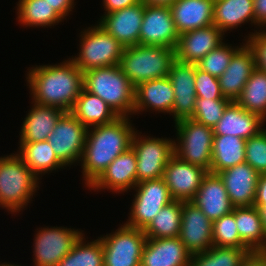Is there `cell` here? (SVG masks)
Masks as SVG:
<instances>
[{
	"label": "cell",
	"mask_w": 266,
	"mask_h": 266,
	"mask_svg": "<svg viewBox=\"0 0 266 266\" xmlns=\"http://www.w3.org/2000/svg\"><path fill=\"white\" fill-rule=\"evenodd\" d=\"M27 86L32 103L70 112L84 88V72L71 60L54 65H36L28 69Z\"/></svg>",
	"instance_id": "6da1fadb"
},
{
	"label": "cell",
	"mask_w": 266,
	"mask_h": 266,
	"mask_svg": "<svg viewBox=\"0 0 266 266\" xmlns=\"http://www.w3.org/2000/svg\"><path fill=\"white\" fill-rule=\"evenodd\" d=\"M129 117H118L115 121L87 130L81 168L85 185L89 187L120 154L131 147L136 129Z\"/></svg>",
	"instance_id": "7a4b0ae2"
},
{
	"label": "cell",
	"mask_w": 266,
	"mask_h": 266,
	"mask_svg": "<svg viewBox=\"0 0 266 266\" xmlns=\"http://www.w3.org/2000/svg\"><path fill=\"white\" fill-rule=\"evenodd\" d=\"M84 89L104 100L119 117L133 115L135 87L119 65L84 72Z\"/></svg>",
	"instance_id": "3957f363"
},
{
	"label": "cell",
	"mask_w": 266,
	"mask_h": 266,
	"mask_svg": "<svg viewBox=\"0 0 266 266\" xmlns=\"http://www.w3.org/2000/svg\"><path fill=\"white\" fill-rule=\"evenodd\" d=\"M39 180L18 153L0 157V207L19 213L32 201Z\"/></svg>",
	"instance_id": "277c9868"
},
{
	"label": "cell",
	"mask_w": 266,
	"mask_h": 266,
	"mask_svg": "<svg viewBox=\"0 0 266 266\" xmlns=\"http://www.w3.org/2000/svg\"><path fill=\"white\" fill-rule=\"evenodd\" d=\"M175 49L137 44L125 47L119 66L134 87L140 83L168 76Z\"/></svg>",
	"instance_id": "5b68a950"
},
{
	"label": "cell",
	"mask_w": 266,
	"mask_h": 266,
	"mask_svg": "<svg viewBox=\"0 0 266 266\" xmlns=\"http://www.w3.org/2000/svg\"><path fill=\"white\" fill-rule=\"evenodd\" d=\"M79 54L71 61L82 71L119 65L124 46L99 24L80 32Z\"/></svg>",
	"instance_id": "8992f818"
},
{
	"label": "cell",
	"mask_w": 266,
	"mask_h": 266,
	"mask_svg": "<svg viewBox=\"0 0 266 266\" xmlns=\"http://www.w3.org/2000/svg\"><path fill=\"white\" fill-rule=\"evenodd\" d=\"M175 127L177 138L174 139V154L183 161L210 172L213 129L191 118L175 122Z\"/></svg>",
	"instance_id": "52a82bcc"
},
{
	"label": "cell",
	"mask_w": 266,
	"mask_h": 266,
	"mask_svg": "<svg viewBox=\"0 0 266 266\" xmlns=\"http://www.w3.org/2000/svg\"><path fill=\"white\" fill-rule=\"evenodd\" d=\"M142 136L135 131L131 142L136 154L137 183L163 177L165 167L174 154L173 139Z\"/></svg>",
	"instance_id": "ba28073f"
},
{
	"label": "cell",
	"mask_w": 266,
	"mask_h": 266,
	"mask_svg": "<svg viewBox=\"0 0 266 266\" xmlns=\"http://www.w3.org/2000/svg\"><path fill=\"white\" fill-rule=\"evenodd\" d=\"M104 266H140L147 237L142 229L121 225L100 237Z\"/></svg>",
	"instance_id": "9c48e42d"
},
{
	"label": "cell",
	"mask_w": 266,
	"mask_h": 266,
	"mask_svg": "<svg viewBox=\"0 0 266 266\" xmlns=\"http://www.w3.org/2000/svg\"><path fill=\"white\" fill-rule=\"evenodd\" d=\"M130 207L129 219L124 224L144 230L159 211L174 201L163 177L137 183Z\"/></svg>",
	"instance_id": "30bf717a"
},
{
	"label": "cell",
	"mask_w": 266,
	"mask_h": 266,
	"mask_svg": "<svg viewBox=\"0 0 266 266\" xmlns=\"http://www.w3.org/2000/svg\"><path fill=\"white\" fill-rule=\"evenodd\" d=\"M66 227H41L34 235V266H58L84 234Z\"/></svg>",
	"instance_id": "8fae6325"
},
{
	"label": "cell",
	"mask_w": 266,
	"mask_h": 266,
	"mask_svg": "<svg viewBox=\"0 0 266 266\" xmlns=\"http://www.w3.org/2000/svg\"><path fill=\"white\" fill-rule=\"evenodd\" d=\"M87 130L71 112H65L48 136L55 155L65 166L80 163Z\"/></svg>",
	"instance_id": "7c38bea8"
},
{
	"label": "cell",
	"mask_w": 266,
	"mask_h": 266,
	"mask_svg": "<svg viewBox=\"0 0 266 266\" xmlns=\"http://www.w3.org/2000/svg\"><path fill=\"white\" fill-rule=\"evenodd\" d=\"M178 39L179 33L173 21L170 6L144 5L139 44L175 49Z\"/></svg>",
	"instance_id": "4fadbf2b"
},
{
	"label": "cell",
	"mask_w": 266,
	"mask_h": 266,
	"mask_svg": "<svg viewBox=\"0 0 266 266\" xmlns=\"http://www.w3.org/2000/svg\"><path fill=\"white\" fill-rule=\"evenodd\" d=\"M208 172L173 154L165 167L163 179L174 200L191 201Z\"/></svg>",
	"instance_id": "5bb4252c"
},
{
	"label": "cell",
	"mask_w": 266,
	"mask_h": 266,
	"mask_svg": "<svg viewBox=\"0 0 266 266\" xmlns=\"http://www.w3.org/2000/svg\"><path fill=\"white\" fill-rule=\"evenodd\" d=\"M213 222L191 201H182L179 238L191 254L205 252L213 246Z\"/></svg>",
	"instance_id": "9a60e30c"
},
{
	"label": "cell",
	"mask_w": 266,
	"mask_h": 266,
	"mask_svg": "<svg viewBox=\"0 0 266 266\" xmlns=\"http://www.w3.org/2000/svg\"><path fill=\"white\" fill-rule=\"evenodd\" d=\"M173 90L174 103L171 115L175 122L192 118L195 103V64L174 60L168 73Z\"/></svg>",
	"instance_id": "2e32d148"
},
{
	"label": "cell",
	"mask_w": 266,
	"mask_h": 266,
	"mask_svg": "<svg viewBox=\"0 0 266 266\" xmlns=\"http://www.w3.org/2000/svg\"><path fill=\"white\" fill-rule=\"evenodd\" d=\"M224 35L214 24L181 33L175 47V59L196 64L223 43Z\"/></svg>",
	"instance_id": "e0dca14e"
},
{
	"label": "cell",
	"mask_w": 266,
	"mask_h": 266,
	"mask_svg": "<svg viewBox=\"0 0 266 266\" xmlns=\"http://www.w3.org/2000/svg\"><path fill=\"white\" fill-rule=\"evenodd\" d=\"M137 162L135 151L130 147L116 157L102 174L88 187L91 190L109 189L124 193L137 185Z\"/></svg>",
	"instance_id": "ac0fdd59"
},
{
	"label": "cell",
	"mask_w": 266,
	"mask_h": 266,
	"mask_svg": "<svg viewBox=\"0 0 266 266\" xmlns=\"http://www.w3.org/2000/svg\"><path fill=\"white\" fill-rule=\"evenodd\" d=\"M144 15L142 2L102 15L97 24L116 38L124 47L139 44V32Z\"/></svg>",
	"instance_id": "d6986e66"
},
{
	"label": "cell",
	"mask_w": 266,
	"mask_h": 266,
	"mask_svg": "<svg viewBox=\"0 0 266 266\" xmlns=\"http://www.w3.org/2000/svg\"><path fill=\"white\" fill-rule=\"evenodd\" d=\"M222 179L233 207L254 206L260 174L243 162L217 173Z\"/></svg>",
	"instance_id": "ffe728a7"
},
{
	"label": "cell",
	"mask_w": 266,
	"mask_h": 266,
	"mask_svg": "<svg viewBox=\"0 0 266 266\" xmlns=\"http://www.w3.org/2000/svg\"><path fill=\"white\" fill-rule=\"evenodd\" d=\"M255 69L254 52L246 41L244 44L242 42V46L231 58L229 66L218 78L222 95L236 101Z\"/></svg>",
	"instance_id": "44dd1931"
},
{
	"label": "cell",
	"mask_w": 266,
	"mask_h": 266,
	"mask_svg": "<svg viewBox=\"0 0 266 266\" xmlns=\"http://www.w3.org/2000/svg\"><path fill=\"white\" fill-rule=\"evenodd\" d=\"M190 258L179 236L147 238L140 266H190Z\"/></svg>",
	"instance_id": "7402d4cb"
},
{
	"label": "cell",
	"mask_w": 266,
	"mask_h": 266,
	"mask_svg": "<svg viewBox=\"0 0 266 266\" xmlns=\"http://www.w3.org/2000/svg\"><path fill=\"white\" fill-rule=\"evenodd\" d=\"M191 202L199 207L212 222L231 213L234 208L222 179L218 174L210 172L203 179Z\"/></svg>",
	"instance_id": "603a6c76"
},
{
	"label": "cell",
	"mask_w": 266,
	"mask_h": 266,
	"mask_svg": "<svg viewBox=\"0 0 266 266\" xmlns=\"http://www.w3.org/2000/svg\"><path fill=\"white\" fill-rule=\"evenodd\" d=\"M174 90L168 76L140 83L135 87L133 114L151 110L158 113L172 112Z\"/></svg>",
	"instance_id": "cb8c5ba5"
},
{
	"label": "cell",
	"mask_w": 266,
	"mask_h": 266,
	"mask_svg": "<svg viewBox=\"0 0 266 266\" xmlns=\"http://www.w3.org/2000/svg\"><path fill=\"white\" fill-rule=\"evenodd\" d=\"M259 115L248 112L235 101L224 110L223 116L213 128L214 135H233L247 140L265 127Z\"/></svg>",
	"instance_id": "d4e9b609"
},
{
	"label": "cell",
	"mask_w": 266,
	"mask_h": 266,
	"mask_svg": "<svg viewBox=\"0 0 266 266\" xmlns=\"http://www.w3.org/2000/svg\"><path fill=\"white\" fill-rule=\"evenodd\" d=\"M215 0H176L170 5L179 33L204 28L213 24Z\"/></svg>",
	"instance_id": "484cf974"
},
{
	"label": "cell",
	"mask_w": 266,
	"mask_h": 266,
	"mask_svg": "<svg viewBox=\"0 0 266 266\" xmlns=\"http://www.w3.org/2000/svg\"><path fill=\"white\" fill-rule=\"evenodd\" d=\"M33 104L24 118L19 143L46 141L60 117L65 113L56 107Z\"/></svg>",
	"instance_id": "4316f807"
},
{
	"label": "cell",
	"mask_w": 266,
	"mask_h": 266,
	"mask_svg": "<svg viewBox=\"0 0 266 266\" xmlns=\"http://www.w3.org/2000/svg\"><path fill=\"white\" fill-rule=\"evenodd\" d=\"M248 22L255 25L253 0H215L213 24L224 34Z\"/></svg>",
	"instance_id": "83f0119b"
},
{
	"label": "cell",
	"mask_w": 266,
	"mask_h": 266,
	"mask_svg": "<svg viewBox=\"0 0 266 266\" xmlns=\"http://www.w3.org/2000/svg\"><path fill=\"white\" fill-rule=\"evenodd\" d=\"M70 112L88 129L109 124L119 117L104 100L84 88Z\"/></svg>",
	"instance_id": "f1b7e54d"
},
{
	"label": "cell",
	"mask_w": 266,
	"mask_h": 266,
	"mask_svg": "<svg viewBox=\"0 0 266 266\" xmlns=\"http://www.w3.org/2000/svg\"><path fill=\"white\" fill-rule=\"evenodd\" d=\"M235 221L241 241L252 252H266V233L258 208L235 207Z\"/></svg>",
	"instance_id": "f546056e"
},
{
	"label": "cell",
	"mask_w": 266,
	"mask_h": 266,
	"mask_svg": "<svg viewBox=\"0 0 266 266\" xmlns=\"http://www.w3.org/2000/svg\"><path fill=\"white\" fill-rule=\"evenodd\" d=\"M246 140L233 135H214L210 173L245 162Z\"/></svg>",
	"instance_id": "4dcf8cb0"
},
{
	"label": "cell",
	"mask_w": 266,
	"mask_h": 266,
	"mask_svg": "<svg viewBox=\"0 0 266 266\" xmlns=\"http://www.w3.org/2000/svg\"><path fill=\"white\" fill-rule=\"evenodd\" d=\"M18 148L19 151L17 153L38 178L42 174L45 175L48 172L50 173L66 167L57 158L48 140L33 143H19Z\"/></svg>",
	"instance_id": "1f68e13d"
},
{
	"label": "cell",
	"mask_w": 266,
	"mask_h": 266,
	"mask_svg": "<svg viewBox=\"0 0 266 266\" xmlns=\"http://www.w3.org/2000/svg\"><path fill=\"white\" fill-rule=\"evenodd\" d=\"M18 22L26 27H50L63 18L45 0H19L17 4Z\"/></svg>",
	"instance_id": "d6a6232c"
},
{
	"label": "cell",
	"mask_w": 266,
	"mask_h": 266,
	"mask_svg": "<svg viewBox=\"0 0 266 266\" xmlns=\"http://www.w3.org/2000/svg\"><path fill=\"white\" fill-rule=\"evenodd\" d=\"M182 201L165 205L143 230L147 238L178 237L181 229Z\"/></svg>",
	"instance_id": "836d02e7"
},
{
	"label": "cell",
	"mask_w": 266,
	"mask_h": 266,
	"mask_svg": "<svg viewBox=\"0 0 266 266\" xmlns=\"http://www.w3.org/2000/svg\"><path fill=\"white\" fill-rule=\"evenodd\" d=\"M248 112L259 115L266 122V72L256 68L244 88L241 95L235 101Z\"/></svg>",
	"instance_id": "e575fe53"
},
{
	"label": "cell",
	"mask_w": 266,
	"mask_h": 266,
	"mask_svg": "<svg viewBox=\"0 0 266 266\" xmlns=\"http://www.w3.org/2000/svg\"><path fill=\"white\" fill-rule=\"evenodd\" d=\"M251 253L249 248L212 246L205 252L191 255L190 266H240Z\"/></svg>",
	"instance_id": "d590c367"
},
{
	"label": "cell",
	"mask_w": 266,
	"mask_h": 266,
	"mask_svg": "<svg viewBox=\"0 0 266 266\" xmlns=\"http://www.w3.org/2000/svg\"><path fill=\"white\" fill-rule=\"evenodd\" d=\"M84 237L83 234L58 266H104L103 245L99 236L91 242L85 241Z\"/></svg>",
	"instance_id": "8d00e7d4"
},
{
	"label": "cell",
	"mask_w": 266,
	"mask_h": 266,
	"mask_svg": "<svg viewBox=\"0 0 266 266\" xmlns=\"http://www.w3.org/2000/svg\"><path fill=\"white\" fill-rule=\"evenodd\" d=\"M235 221V208L227 215L213 221V246L248 248L240 239Z\"/></svg>",
	"instance_id": "74e56055"
},
{
	"label": "cell",
	"mask_w": 266,
	"mask_h": 266,
	"mask_svg": "<svg viewBox=\"0 0 266 266\" xmlns=\"http://www.w3.org/2000/svg\"><path fill=\"white\" fill-rule=\"evenodd\" d=\"M222 43L216 49L210 51L204 58L196 63L197 67L210 75L219 78L229 66L234 53L242 46H230Z\"/></svg>",
	"instance_id": "f35d334b"
},
{
	"label": "cell",
	"mask_w": 266,
	"mask_h": 266,
	"mask_svg": "<svg viewBox=\"0 0 266 266\" xmlns=\"http://www.w3.org/2000/svg\"><path fill=\"white\" fill-rule=\"evenodd\" d=\"M231 102L230 99L197 98L191 119L213 129Z\"/></svg>",
	"instance_id": "ab89813d"
},
{
	"label": "cell",
	"mask_w": 266,
	"mask_h": 266,
	"mask_svg": "<svg viewBox=\"0 0 266 266\" xmlns=\"http://www.w3.org/2000/svg\"><path fill=\"white\" fill-rule=\"evenodd\" d=\"M245 162L259 174H266V132L264 129L246 140Z\"/></svg>",
	"instance_id": "60d3db41"
},
{
	"label": "cell",
	"mask_w": 266,
	"mask_h": 266,
	"mask_svg": "<svg viewBox=\"0 0 266 266\" xmlns=\"http://www.w3.org/2000/svg\"><path fill=\"white\" fill-rule=\"evenodd\" d=\"M195 91L197 98L228 99L220 90L218 78L202 71L195 64Z\"/></svg>",
	"instance_id": "b9f144b4"
},
{
	"label": "cell",
	"mask_w": 266,
	"mask_h": 266,
	"mask_svg": "<svg viewBox=\"0 0 266 266\" xmlns=\"http://www.w3.org/2000/svg\"><path fill=\"white\" fill-rule=\"evenodd\" d=\"M245 40L252 48L255 55L256 68L266 72V30L248 34Z\"/></svg>",
	"instance_id": "7bdbcfd3"
},
{
	"label": "cell",
	"mask_w": 266,
	"mask_h": 266,
	"mask_svg": "<svg viewBox=\"0 0 266 266\" xmlns=\"http://www.w3.org/2000/svg\"><path fill=\"white\" fill-rule=\"evenodd\" d=\"M140 0H103L105 14L140 3Z\"/></svg>",
	"instance_id": "ee69618b"
},
{
	"label": "cell",
	"mask_w": 266,
	"mask_h": 266,
	"mask_svg": "<svg viewBox=\"0 0 266 266\" xmlns=\"http://www.w3.org/2000/svg\"><path fill=\"white\" fill-rule=\"evenodd\" d=\"M64 19L74 9V0H45ZM74 5V6H73Z\"/></svg>",
	"instance_id": "f6af8a7d"
},
{
	"label": "cell",
	"mask_w": 266,
	"mask_h": 266,
	"mask_svg": "<svg viewBox=\"0 0 266 266\" xmlns=\"http://www.w3.org/2000/svg\"><path fill=\"white\" fill-rule=\"evenodd\" d=\"M254 1V17L257 29L263 26L266 28V0H253Z\"/></svg>",
	"instance_id": "bcb514c9"
},
{
	"label": "cell",
	"mask_w": 266,
	"mask_h": 266,
	"mask_svg": "<svg viewBox=\"0 0 266 266\" xmlns=\"http://www.w3.org/2000/svg\"><path fill=\"white\" fill-rule=\"evenodd\" d=\"M240 266H266V252H253Z\"/></svg>",
	"instance_id": "7dc6e473"
},
{
	"label": "cell",
	"mask_w": 266,
	"mask_h": 266,
	"mask_svg": "<svg viewBox=\"0 0 266 266\" xmlns=\"http://www.w3.org/2000/svg\"><path fill=\"white\" fill-rule=\"evenodd\" d=\"M254 201H266V174H260Z\"/></svg>",
	"instance_id": "c3c4849f"
},
{
	"label": "cell",
	"mask_w": 266,
	"mask_h": 266,
	"mask_svg": "<svg viewBox=\"0 0 266 266\" xmlns=\"http://www.w3.org/2000/svg\"><path fill=\"white\" fill-rule=\"evenodd\" d=\"M254 206L259 210L262 225L266 233V201H254Z\"/></svg>",
	"instance_id": "681fc988"
},
{
	"label": "cell",
	"mask_w": 266,
	"mask_h": 266,
	"mask_svg": "<svg viewBox=\"0 0 266 266\" xmlns=\"http://www.w3.org/2000/svg\"><path fill=\"white\" fill-rule=\"evenodd\" d=\"M144 5L152 6H170L176 0H140Z\"/></svg>",
	"instance_id": "f907efd6"
},
{
	"label": "cell",
	"mask_w": 266,
	"mask_h": 266,
	"mask_svg": "<svg viewBox=\"0 0 266 266\" xmlns=\"http://www.w3.org/2000/svg\"><path fill=\"white\" fill-rule=\"evenodd\" d=\"M0 266H19V265H17V264L15 265V264H11V263H9V264L8 263H2V264L0 263Z\"/></svg>",
	"instance_id": "816d5d0a"
}]
</instances>
